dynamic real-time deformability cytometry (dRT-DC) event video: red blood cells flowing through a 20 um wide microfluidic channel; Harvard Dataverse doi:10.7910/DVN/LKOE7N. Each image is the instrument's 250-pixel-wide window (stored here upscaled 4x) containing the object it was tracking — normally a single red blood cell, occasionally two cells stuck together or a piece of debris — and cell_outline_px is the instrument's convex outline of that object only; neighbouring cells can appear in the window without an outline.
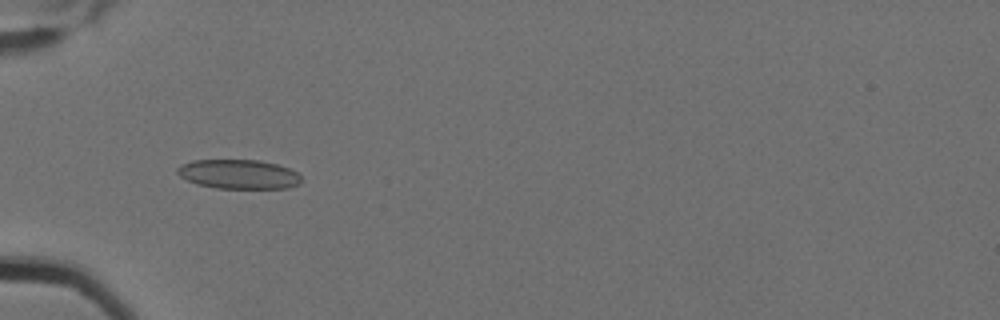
{"species": "Egyptian fruit bat (a non-hibernating species)", "species_latin": "Rousettus aegyptiacus", "temperature_condition": "cold", "stored_images_in_passage": 4, "camera_frame_rate_fps": 3000, "um_per_image_px": 0.085, "animal": {"sex": "female"}, "frame": {"image": 1, "passage_image": 3, "time_ms": 0.667, "image_size_px": [1000, 320], "cell_outline_px": [[300, 184], [288, 188], [216, 188], [196, 184], [180, 176], [176, 172], [176, 168], [180, 164], [192, 160], [260, 160], [276, 164], [288, 168], [296, 172], [300, 176]], "centroid_in_image_um": [20.25, 14.8], "position_along_channel_um": 64.7, "area_um2": 21.21}}
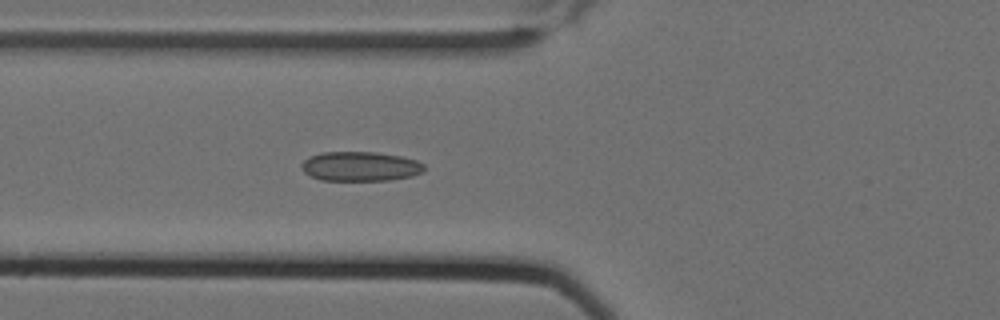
{"frame": {"image": 2, "passage_image": 4, "time_ms": 1.0, "image_size_px": [1000, 320], "cell_outline_px": [[424, 172], [412, 176], [388, 180], [320, 180], [304, 172], [300, 168], [300, 164], [308, 156], [320, 152], [376, 152], [400, 156], [416, 160], [424, 164]], "centroid_in_image_um": [30.6, 14.13], "position_along_channel_um": 95.2, "area_um2": 21.21}}